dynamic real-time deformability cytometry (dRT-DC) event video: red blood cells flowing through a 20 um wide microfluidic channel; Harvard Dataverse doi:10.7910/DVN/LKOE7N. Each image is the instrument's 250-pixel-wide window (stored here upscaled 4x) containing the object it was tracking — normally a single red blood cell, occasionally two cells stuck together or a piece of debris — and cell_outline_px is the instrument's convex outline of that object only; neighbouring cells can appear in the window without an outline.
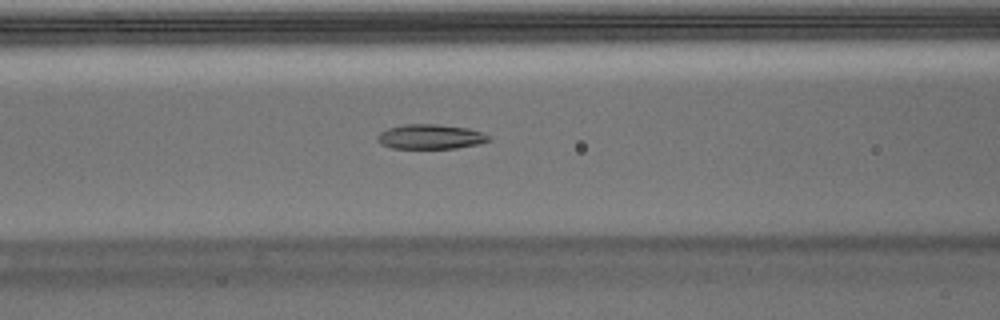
{"species": "Egyptian fruit bat (a non-hibernating species)", "species_latin": "Rousettus aegyptiacus", "temperature_condition": "warm", "stored_images_in_passage": 53, "camera_frame_rate_fps": 3000, "um_per_image_px": 0.085, "animal": {"sex": "male"}, "frame": {"image": 1, "passage_image": 21, "time_ms": 6.667, "image_size_px": [1000, 320], "cell_outline_px": [[492, 140], [480, 144], [456, 148], [392, 148], [380, 144], [376, 140], [376, 136], [380, 132], [388, 128], [404, 124], [436, 124], [468, 128], [480, 132], [488, 136]], "centroid_in_image_um": [36.56, 11.62], "position_along_channel_um": 130.0, "area_um2": 16.07}}
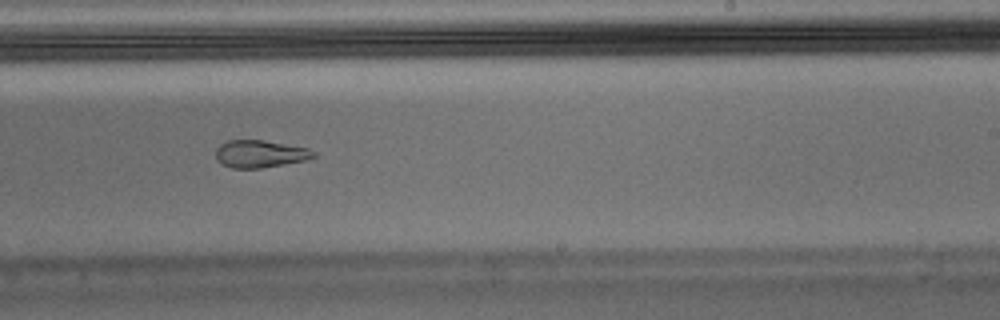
{"frame": {"image": 2, "passage_image": 32, "time_ms": 10.333, "image_size_px": [1000, 320], "cell_outline_px": [[316, 156], [308, 160], [260, 168], [232, 168], [220, 164], [216, 156], [216, 148], [220, 144], [228, 140], [264, 140], [308, 148], [316, 152]], "centroid_in_image_um": [22.11, 13.08], "position_along_channel_um": 266.9, "area_um2": 15.72}}
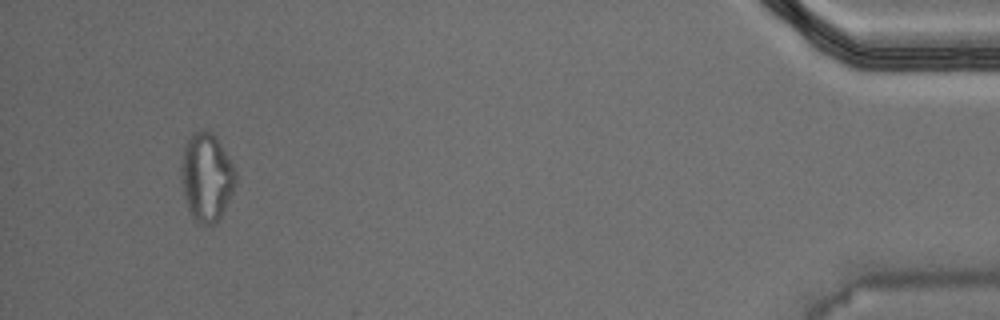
{"frame": {"image": 3, "passage_image": 50, "time_ms": 16.333, "image_size_px": [1000, 320], "cell_outline_px": [[236, 184], [220, 220], [216, 224], [200, 224], [188, 212], [184, 196], [180, 176], [180, 168], [184, 144], [192, 132], [200, 128], [212, 132], [216, 136], [232, 164], [236, 172]], "centroid_in_image_um": [17.54, 15.05], "position_along_channel_um": 417.7, "area_um2": 28.5}, "authors_computed_cell_mechanics": {"area_um2": 17.4556, "velocity_mm_per_s": 3.7349, "shape_relaxation_time_tau1_ms": null, "shape_relaxation_time_tau2_ms": 2.836, "deformation_change_tau1": null, "deformation_change_tau2": 0.0781}}